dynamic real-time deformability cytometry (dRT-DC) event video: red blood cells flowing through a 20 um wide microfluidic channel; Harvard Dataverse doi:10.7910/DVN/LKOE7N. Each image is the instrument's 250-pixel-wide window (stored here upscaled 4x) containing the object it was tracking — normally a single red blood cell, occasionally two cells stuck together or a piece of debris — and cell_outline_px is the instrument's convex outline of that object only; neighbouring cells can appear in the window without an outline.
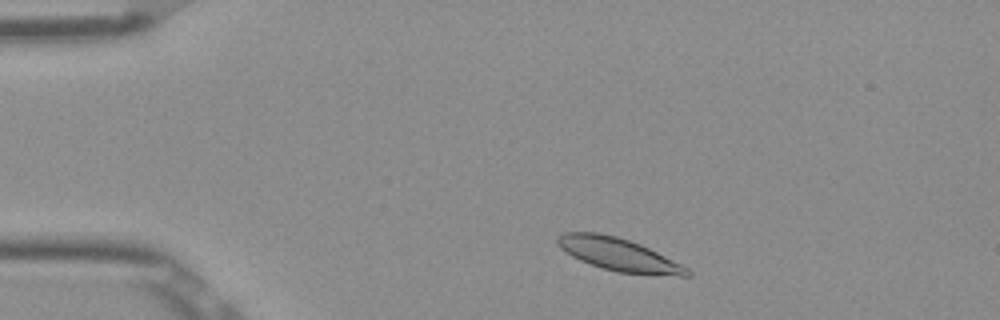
{"species": "Egyptian fruit bat (a non-hibernating species)", "species_latin": "Rousettus aegyptiacus", "temperature_condition": "room temperature", "stored_images_in_passage": 47, "camera_frame_rate_fps": 3000, "um_per_image_px": 0.085, "frame": {"image": 1, "passage_image": 4, "time_ms": 1.0, "image_size_px": [1000, 320], "cell_outline_px": [[692, 276], [680, 276], [616, 272], [580, 260], [572, 256], [560, 248], [556, 240], [556, 236], [564, 232], [596, 232], [616, 236], [640, 244], [688, 268], [692, 272]], "centroid_in_image_um": [52.56, 21.62], "position_along_channel_um": 32.4, "area_um2": 24.45}}
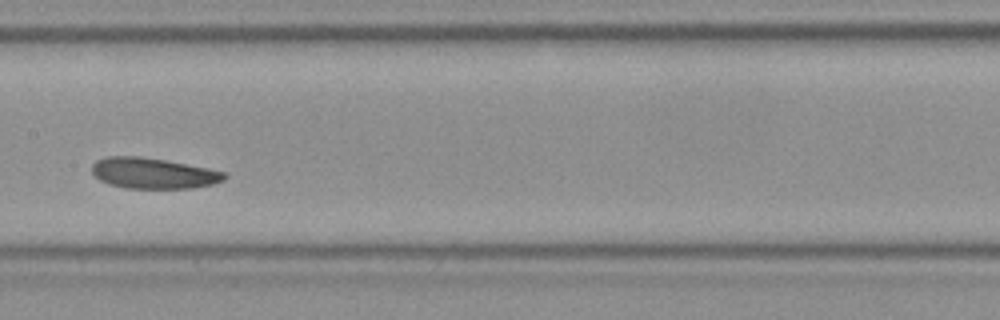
{"frame": {"image": 2, "passage_image": 21, "time_ms": 6.667, "image_size_px": [1000, 320], "cell_outline_px": [[228, 176], [224, 180], [212, 184], [192, 188], [124, 188], [108, 184], [100, 180], [92, 172], [92, 164], [96, 160], [104, 156], [140, 156], [164, 160], [208, 168], [224, 172]], "centroid_in_image_um": [13.0, 14.72], "position_along_channel_um": 194.4, "area_um2": 23.76}}
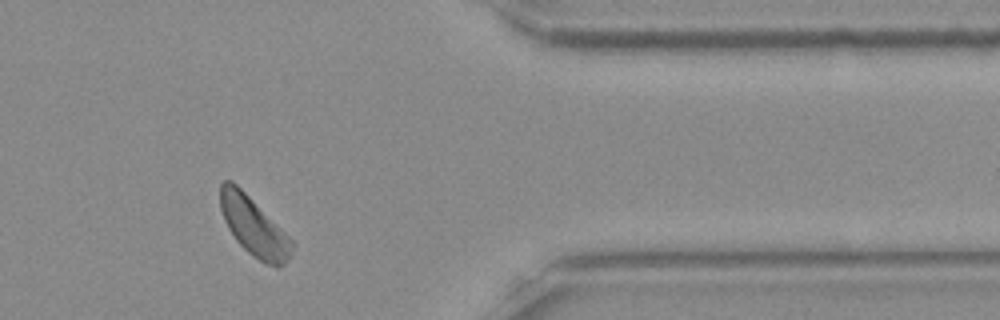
{"frame": {"image": 3, "passage_image": 38, "time_ms": 12.333, "image_size_px": [1000, 320], "cell_outline_px": [[292, 244], [288, 260], [284, 264], [276, 268], [264, 264], [252, 256], [236, 240], [228, 228], [224, 220], [220, 208], [220, 184], [224, 180], [232, 180], [292, 240]], "centroid_in_image_um": [21.53, 19.28], "position_along_channel_um": 389.9, "area_um2": 23.99}, "authors_computed_cell_mechanics": {"area_um2": 24.2182, "velocity_mm_per_s": 3.8036, "shape_relaxation_time_tau1_ms": 3.2761, "shape_relaxation_time_tau2_ms": 3.2335, "deformation_change_tau1": 0.088, "deformation_change_tau2": 0.0947}}